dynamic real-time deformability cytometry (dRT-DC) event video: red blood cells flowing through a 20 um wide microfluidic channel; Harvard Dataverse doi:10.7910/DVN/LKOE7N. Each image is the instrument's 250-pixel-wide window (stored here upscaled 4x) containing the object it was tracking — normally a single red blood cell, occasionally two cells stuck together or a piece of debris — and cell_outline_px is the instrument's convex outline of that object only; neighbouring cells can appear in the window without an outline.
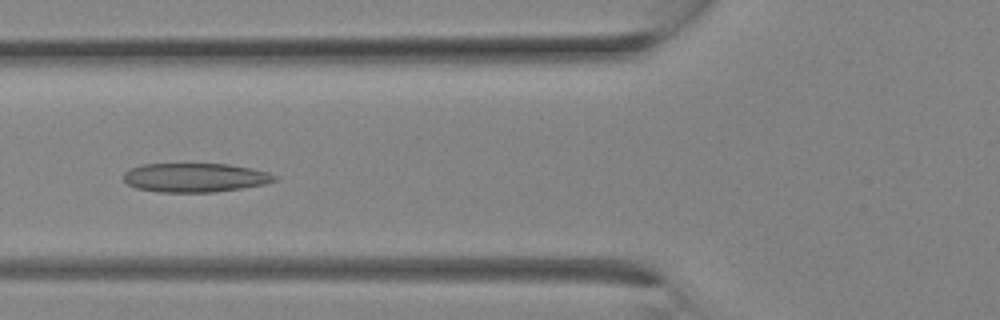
{"species": "Egyptian fruit bat (a non-hibernating species)", "species_latin": "Rousettus aegyptiacus", "temperature_condition": "room temperature", "stored_images_in_passage": 13, "camera_frame_rate_fps": 3000, "um_per_image_px": 0.085, "animal": {"sex": "female"}, "frame": {"image": 1, "passage_image": 10, "time_ms": 3.0, "image_size_px": [1000, 320], "cell_outline_px": [[276, 180], [264, 184], [216, 192], [156, 192], [136, 188], [128, 184], [124, 180], [124, 172], [140, 164], [228, 164], [252, 168], [268, 172], [276, 176]], "centroid_in_image_um": [16.56, 15.09], "position_along_channel_um": 109.2, "area_um2": 25.49}}
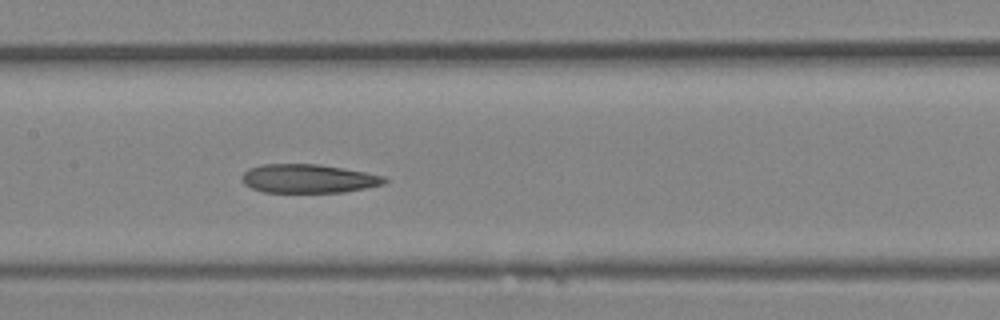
{"frame": {"image": 2, "passage_image": 13, "time_ms": 4.0, "image_size_px": [1000, 320], "cell_outline_px": [[388, 180], [384, 184], [344, 192], [264, 192], [252, 188], [244, 184], [240, 180], [240, 176], [248, 168], [260, 164], [320, 164], [364, 172], [384, 176]], "centroid_in_image_um": [26.15, 15.17], "position_along_channel_um": 181.2, "area_um2": 23.93}}